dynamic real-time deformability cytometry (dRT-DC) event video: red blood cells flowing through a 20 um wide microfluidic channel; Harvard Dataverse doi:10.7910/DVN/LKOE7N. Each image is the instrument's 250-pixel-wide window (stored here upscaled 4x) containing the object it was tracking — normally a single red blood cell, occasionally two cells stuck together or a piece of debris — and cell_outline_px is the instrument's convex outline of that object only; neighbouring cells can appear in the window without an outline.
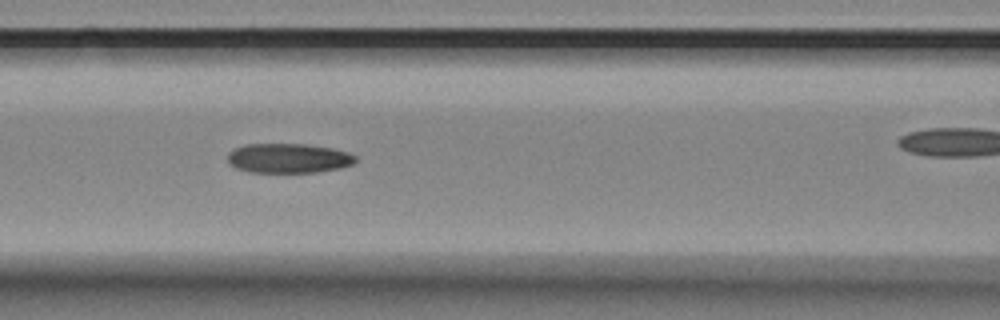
{"species": "Egyptian fruit bat (a non-hibernating species)", "species_latin": "Rousettus aegyptiacus", "temperature_condition": "room temperature", "stored_images_in_passage": 5, "segment_of_instrument_passage": [1, 2], "camera_frame_rate_fps": 3000, "um_per_image_px": 0.085, "animal": {"sex": "female"}, "frame": {"image": 1, "passage_image": 3, "time_ms": 0.667, "image_size_px": [1000, 320], "cell_outline_px": [[356, 160], [352, 164], [340, 168], [316, 172], [248, 172], [236, 168], [228, 164], [228, 152], [236, 148], [248, 144], [304, 144], [332, 148], [348, 152], [356, 156]], "centroid_in_image_um": [24.51, 13.45], "position_along_channel_um": 142.1, "area_um2": 22.02}}
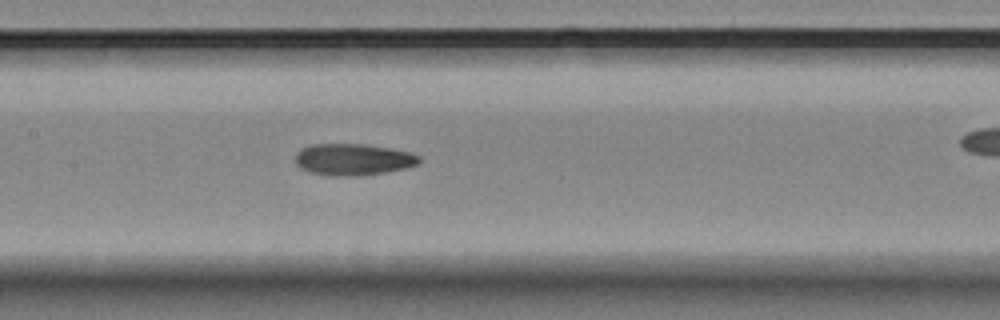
{"frame": {"image": 2, "passage_image": 4, "time_ms": 1.0, "image_size_px": [1000, 320], "cell_outline_px": [[420, 160], [416, 164], [408, 168], [384, 172], [356, 176], [336, 176], [312, 172], [300, 168], [296, 164], [296, 152], [300, 148], [312, 144], [364, 144], [392, 148], [408, 152], [420, 156]], "centroid_in_image_um": [30.0, 13.54], "position_along_channel_um": 177.4, "area_um2": 22.77}}